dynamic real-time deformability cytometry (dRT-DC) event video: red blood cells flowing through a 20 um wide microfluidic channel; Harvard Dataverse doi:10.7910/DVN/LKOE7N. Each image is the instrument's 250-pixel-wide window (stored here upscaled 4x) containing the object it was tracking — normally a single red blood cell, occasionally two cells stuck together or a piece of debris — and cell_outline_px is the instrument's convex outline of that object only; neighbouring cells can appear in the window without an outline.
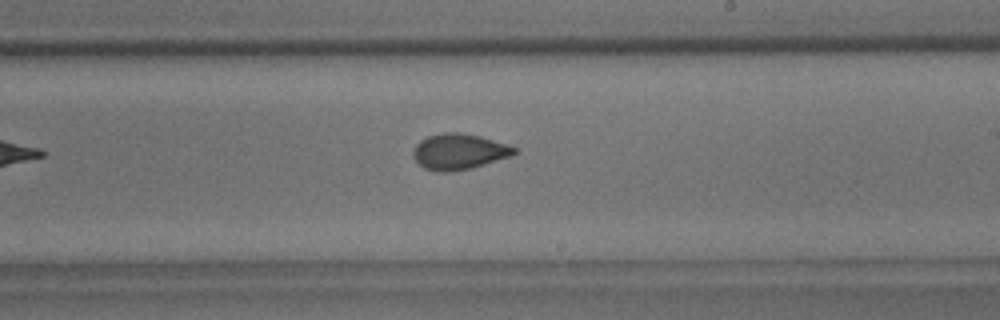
{"species": "common noctule bat (a hibernating species)", "species_latin": "Nyctalus noctula", "temperature_condition": "room temperature", "stored_images_in_passage": 9, "camera_frame_rate_fps": 3000, "um_per_image_px": 0.085, "animal": {"sex": "male", "body_mass_g": 18.8}, "frame": {"image": 1, "passage_image": 9, "time_ms": 10.0, "image_size_px": [1000, 320], "cell_outline_px": [[516, 152], [512, 156], [472, 168], [452, 172], [436, 172], [424, 168], [412, 156], [412, 152], [416, 144], [420, 140], [428, 136], [444, 132], [460, 132], [480, 136], [508, 144], [516, 148]], "centroid_in_image_um": [39.01, 12.89], "position_along_channel_um": 250.0, "area_um2": 21.27}}